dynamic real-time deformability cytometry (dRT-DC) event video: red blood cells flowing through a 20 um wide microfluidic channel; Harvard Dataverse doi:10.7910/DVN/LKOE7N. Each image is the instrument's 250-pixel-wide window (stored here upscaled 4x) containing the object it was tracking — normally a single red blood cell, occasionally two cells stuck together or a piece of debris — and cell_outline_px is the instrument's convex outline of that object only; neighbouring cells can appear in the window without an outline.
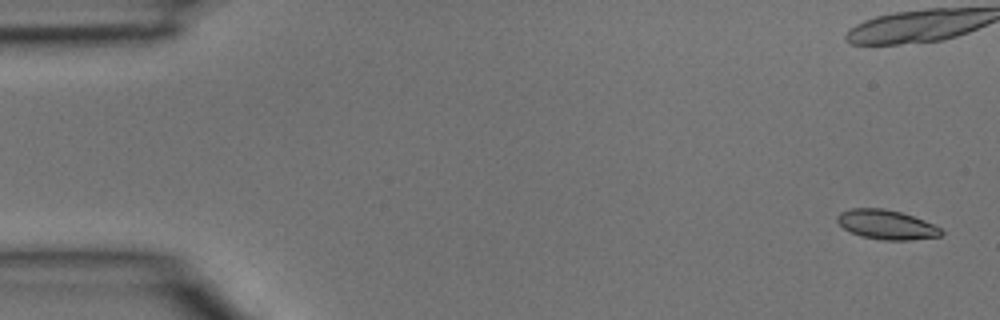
{"species": "common noctule bat (a hibernating species)", "species_latin": "Nyctalus noctula", "temperature_condition": "room temperature", "stored_images_in_passage": 7, "camera_frame_rate_fps": 3000, "um_per_image_px": 0.085, "animal": {"sex": "male", "body_mass_g": 15.6}, "frame": {"image": 1, "passage_image": 1, "time_ms": 0.0, "image_size_px": [1000, 320], "cell_outline_px": [[944, 232], [940, 236], [908, 240], [884, 240], [860, 236], [844, 228], [836, 220], [836, 216], [840, 212], [848, 208], [884, 208], [900, 212], [924, 220], [940, 228]], "centroid_in_image_um": [75.32, 19.08], "position_along_channel_um": 9.7, "area_um2": 17.74}}
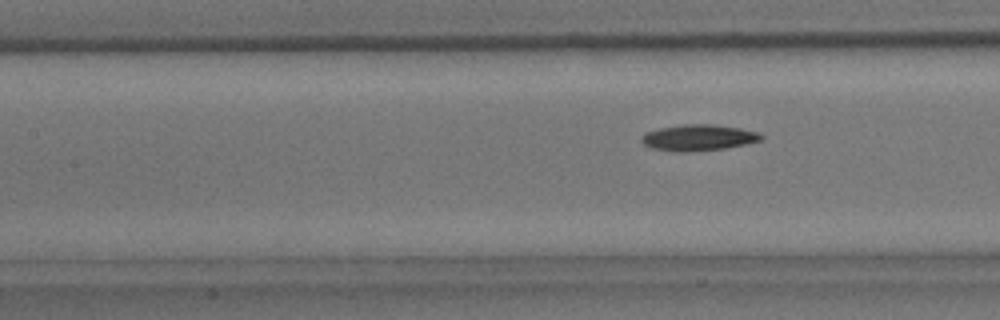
{"frame": {"image": 2, "passage_image": 7, "time_ms": 2.0, "image_size_px": [1000, 320], "cell_outline_px": [[764, 140], [724, 148], [688, 152], [676, 152], [652, 148], [644, 144], [640, 140], [640, 136], [648, 132], [660, 128], [684, 124], [712, 124], [740, 128], [760, 132], [764, 136]], "centroid_in_image_um": [59.39, 11.7], "position_along_channel_um": 148.0, "area_um2": 18.26}}